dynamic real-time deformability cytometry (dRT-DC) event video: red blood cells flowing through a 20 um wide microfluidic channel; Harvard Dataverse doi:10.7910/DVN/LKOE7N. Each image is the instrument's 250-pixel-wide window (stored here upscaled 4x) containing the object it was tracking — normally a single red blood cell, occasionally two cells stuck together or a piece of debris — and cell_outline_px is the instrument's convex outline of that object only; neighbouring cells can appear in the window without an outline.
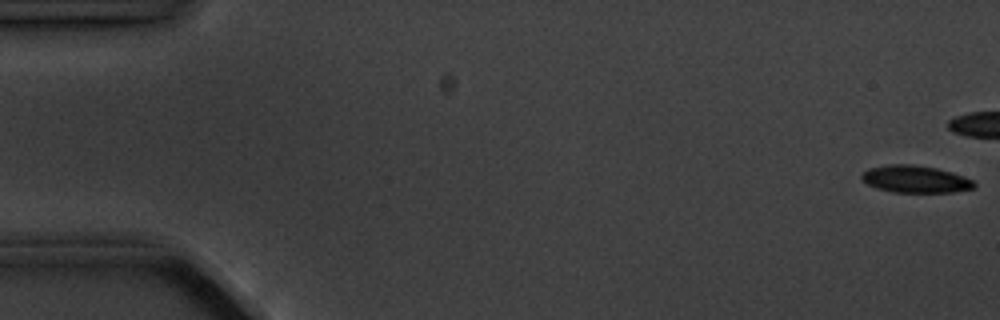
{"species": "common noctule bat (a hibernating species)", "species_latin": "Nyctalus noctula", "temperature_condition": "cold", "stored_images_in_passage": 8, "camera_frame_rate_fps": 3000, "um_per_image_px": 0.085, "animal": {"sex": "male", "body_mass_g": 20.1, "forearm_length_mm": 53.5}, "frame": {"image": 1, "passage_image": 1, "time_ms": 0.0, "image_size_px": [1000, 320], "cell_outline_px": [[976, 184], [972, 188], [952, 192], [892, 192], [876, 188], [868, 184], [860, 176], [868, 168], [888, 164], [912, 164], [936, 168], [952, 172], [972, 180]], "centroid_in_image_um": [77.78, 15.22], "position_along_channel_um": 7.2, "area_um2": 17.69}}
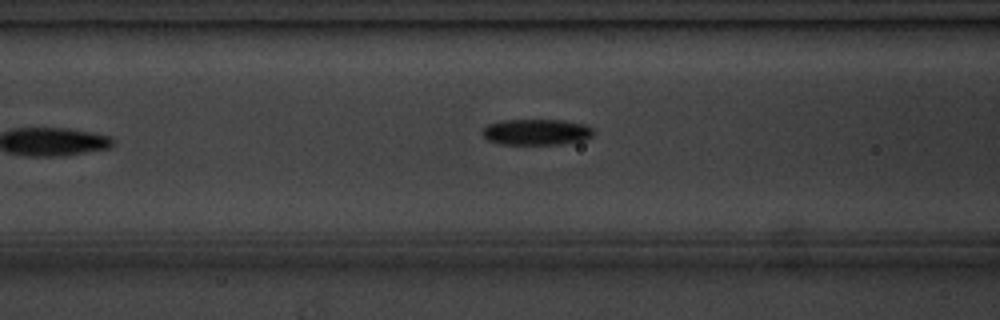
{"frame": {"image": 2, "passage_image": 7, "time_ms": 8.0, "image_size_px": [1000, 320], "cell_outline_px": [[592, 136], [584, 140], [560, 144], [500, 144], [488, 140], [480, 132], [488, 124], [504, 120], [564, 120], [584, 124], [592, 128]], "centroid_in_image_um": [45.58, 11.22], "position_along_channel_um": 121.0, "area_um2": 16.76}}